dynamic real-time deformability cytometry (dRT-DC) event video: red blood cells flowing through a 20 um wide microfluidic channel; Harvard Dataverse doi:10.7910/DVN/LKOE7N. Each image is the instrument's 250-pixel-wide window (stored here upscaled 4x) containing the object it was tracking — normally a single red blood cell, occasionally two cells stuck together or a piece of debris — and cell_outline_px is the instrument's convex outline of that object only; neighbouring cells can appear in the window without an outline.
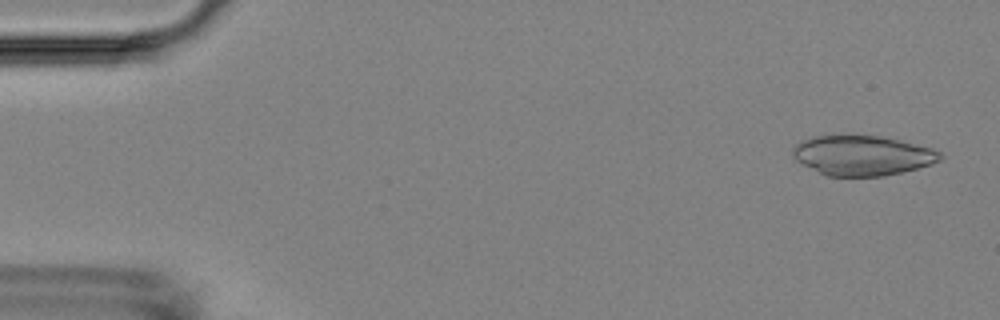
{"species": "Egyptian fruit bat (a non-hibernating species)", "species_latin": "Rousettus aegyptiacus", "temperature_condition": "room temperature", "stored_images_in_passage": 4, "camera_frame_rate_fps": 3000, "um_per_image_px": 0.085, "animal": {"sex": "female"}, "frame": {"image": 1, "passage_image": 1, "time_ms": 0.0, "image_size_px": [1000, 320], "cell_outline_px": [[944, 156], [940, 160], [932, 164], [884, 176], [828, 176], [796, 160], [792, 156], [792, 148], [796, 144], [812, 136], [824, 132], [880, 136], [900, 140], [932, 148], [940, 152]], "centroid_in_image_um": [73.26, 13.16], "position_along_channel_um": 11.7, "area_um2": 34.91}}